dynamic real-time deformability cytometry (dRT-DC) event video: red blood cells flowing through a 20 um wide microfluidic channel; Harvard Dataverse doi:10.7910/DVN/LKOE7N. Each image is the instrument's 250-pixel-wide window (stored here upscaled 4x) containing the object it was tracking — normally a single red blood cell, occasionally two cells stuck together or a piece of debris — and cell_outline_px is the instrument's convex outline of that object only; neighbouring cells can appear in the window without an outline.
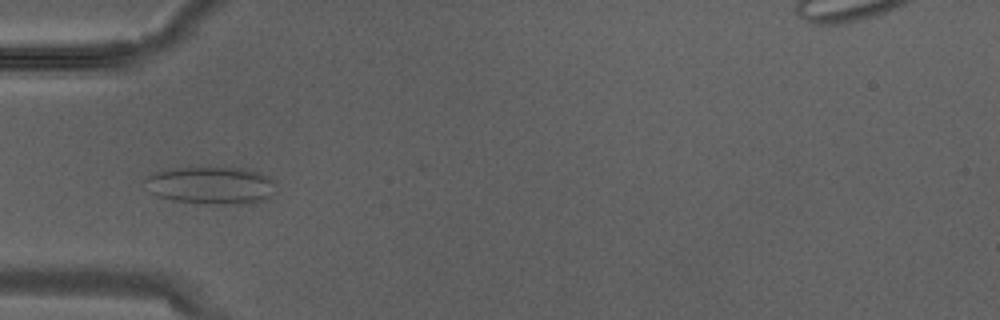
{"species": "Egyptian fruit bat (a non-hibernating species)", "species_latin": "Rousettus aegyptiacus", "temperature_condition": "warm", "stored_images_in_passage": 2, "camera_frame_rate_fps": 3000, "um_per_image_px": 0.085, "animal": {"sex": "male"}, "frame": {"image": 1, "passage_image": 2, "time_ms": 0.333, "image_size_px": [1000, 320], "cell_outline_px": [[276, 180], [272, 196], [264, 200], [244, 204], [208, 204], [176, 200], [156, 196], [148, 192], [144, 180], [152, 172], [172, 168], [244, 168], [260, 172]], "centroid_in_image_um": [17.94, 15.75], "position_along_channel_um": 67.1, "area_um2": 28.9}}